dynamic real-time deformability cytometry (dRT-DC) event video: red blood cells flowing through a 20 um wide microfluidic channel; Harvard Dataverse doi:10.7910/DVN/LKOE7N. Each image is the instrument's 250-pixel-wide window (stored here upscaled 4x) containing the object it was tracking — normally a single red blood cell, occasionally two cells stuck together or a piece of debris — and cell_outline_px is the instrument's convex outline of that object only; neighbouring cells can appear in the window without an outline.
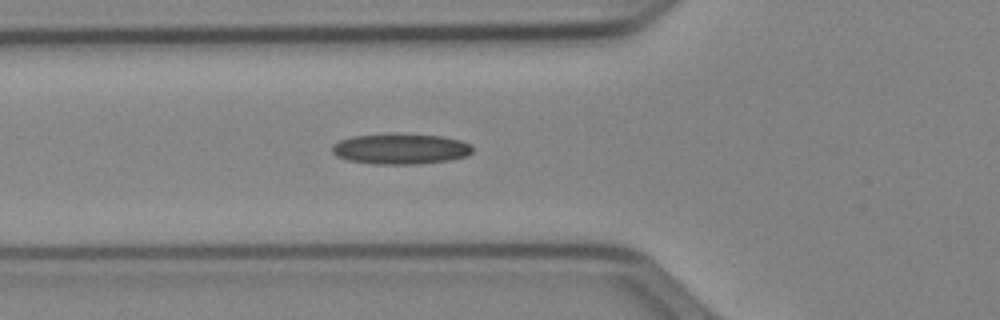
{"species": "Egyptian fruit bat (a non-hibernating species)", "species_latin": "Rousettus aegyptiacus", "temperature_condition": "cold", "stored_images_in_passage": 24, "camera_frame_rate_fps": 3000, "um_per_image_px": 0.085, "animal": {"sex": "female"}, "frame": {"image": 1, "passage_image": 4, "time_ms": 1.0, "image_size_px": [1000, 320], "cell_outline_px": [[472, 152], [464, 156], [448, 160], [420, 164], [372, 164], [348, 160], [336, 156], [332, 152], [332, 144], [340, 140], [352, 136], [444, 136], [460, 140], [472, 144]], "centroid_in_image_um": [34.04, 12.69], "position_along_channel_um": 91.8, "area_um2": 24.22}}
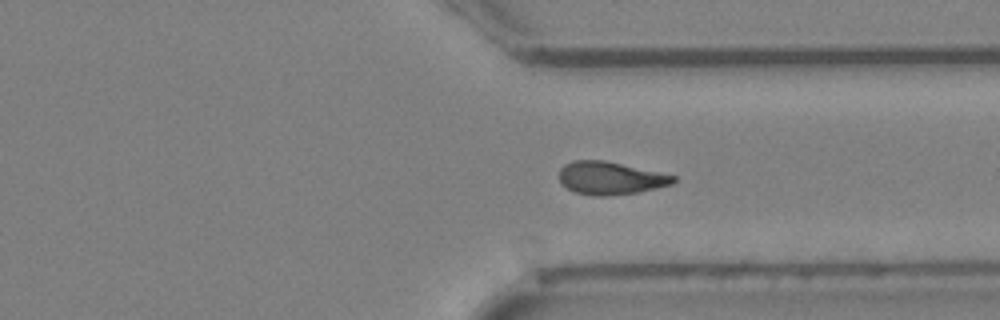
{"frame": {"image": 2, "passage_image": 21, "time_ms": 6.667, "image_size_px": [1000, 320], "cell_outline_px": [[676, 180], [672, 184], [656, 188], [636, 192], [608, 196], [592, 196], [576, 192], [568, 188], [560, 180], [560, 168], [564, 164], [572, 160], [604, 160], [660, 172], [676, 176]], "centroid_in_image_um": [51.88, 15.13], "position_along_channel_um": 359.5, "area_um2": 21.73}}